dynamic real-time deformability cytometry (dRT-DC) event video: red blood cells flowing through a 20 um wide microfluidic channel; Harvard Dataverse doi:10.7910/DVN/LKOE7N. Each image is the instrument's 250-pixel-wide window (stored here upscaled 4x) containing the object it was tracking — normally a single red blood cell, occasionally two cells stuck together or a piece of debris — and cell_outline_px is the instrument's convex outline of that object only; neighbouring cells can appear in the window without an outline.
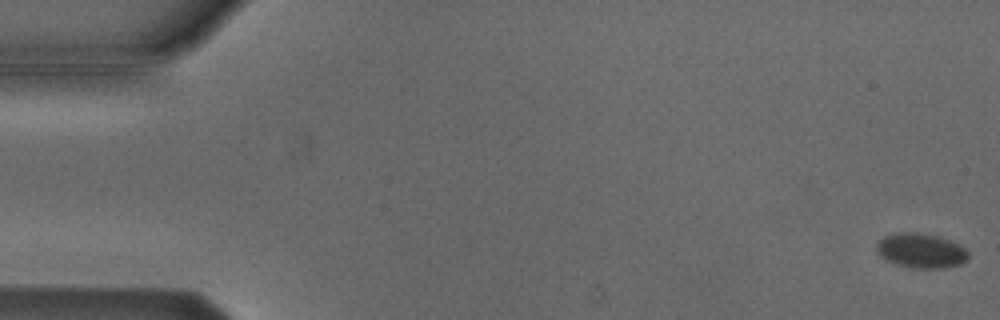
{"species": "Egyptian fruit bat (a non-hibernating species)", "species_latin": "Rousettus aegyptiacus", "temperature_condition": "cold", "stored_images_in_passage": 5, "camera_frame_rate_fps": 3000, "um_per_image_px": 0.085, "animal": {"sex": "male"}, "frame": {"image": 1, "passage_image": 1, "time_ms": 0.0, "image_size_px": [1000, 320], "cell_outline_px": [[968, 260], [960, 264], [944, 268], [912, 268], [896, 264], [880, 256], [876, 252], [876, 244], [884, 236], [900, 232], [916, 232], [936, 236], [948, 240], [964, 248], [968, 252]], "centroid_in_image_um": [78.26, 21.31], "position_along_channel_um": 6.7, "area_um2": 18.38}}